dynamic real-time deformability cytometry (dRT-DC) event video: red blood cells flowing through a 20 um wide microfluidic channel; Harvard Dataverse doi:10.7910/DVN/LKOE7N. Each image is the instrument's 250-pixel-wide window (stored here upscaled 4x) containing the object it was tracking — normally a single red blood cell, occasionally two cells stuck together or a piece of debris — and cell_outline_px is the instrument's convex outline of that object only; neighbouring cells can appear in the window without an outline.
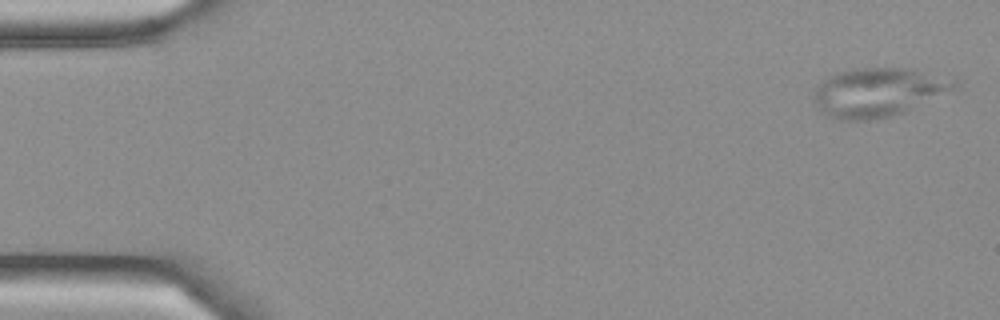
{"species": "Egyptian fruit bat (a non-hibernating species)", "species_latin": "Rousettus aegyptiacus", "temperature_condition": "cold", "stored_images_in_passage": 4, "camera_frame_rate_fps": 3000, "um_per_image_px": 0.085, "frame": {"image": 1, "passage_image": 1, "time_ms": 0.0, "image_size_px": [1000, 320], "cell_outline_px": [[960, 84], [956, 88], [904, 112], [892, 116], [876, 120], [836, 120], [820, 112], [812, 96], [816, 84], [828, 76], [836, 72], [856, 68], [916, 68], [956, 80]], "centroid_in_image_um": [74.6, 7.84], "position_along_channel_um": 10.4, "area_um2": 40.52}}